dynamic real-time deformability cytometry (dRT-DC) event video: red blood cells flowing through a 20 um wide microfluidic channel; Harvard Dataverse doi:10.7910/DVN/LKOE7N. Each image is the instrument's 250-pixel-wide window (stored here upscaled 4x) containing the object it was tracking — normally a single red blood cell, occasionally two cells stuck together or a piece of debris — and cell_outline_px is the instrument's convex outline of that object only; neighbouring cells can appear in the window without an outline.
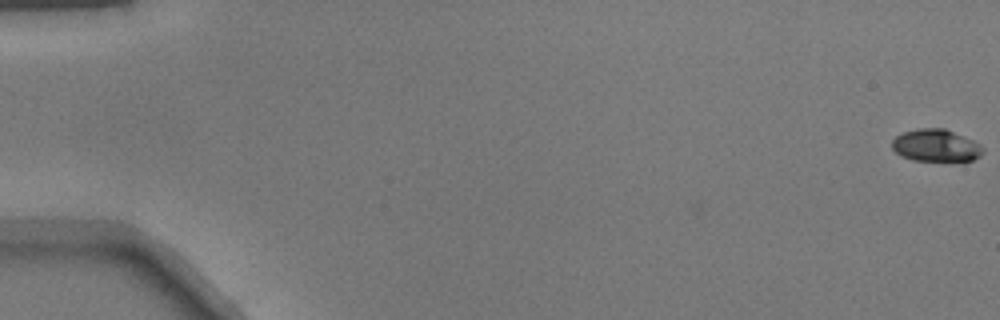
{"species": "common noctule bat (a hibernating species)", "species_latin": "Nyctalus noctula", "temperature_condition": "warm", "stored_images_in_passage": 22, "camera_frame_rate_fps": 3000, "um_per_image_px": 0.085, "animal": {"sex": "male", "body_mass_g": 17.9}, "frame": {"image": 1, "passage_image": 1, "time_ms": 0.0, "image_size_px": [1000, 320], "cell_outline_px": [[984, 152], [980, 156], [972, 160], [912, 160], [900, 156], [892, 148], [892, 140], [896, 136], [904, 132], [916, 128], [944, 128], [972, 140], [980, 144], [984, 148]], "centroid_in_image_um": [79.53, 12.36], "position_along_channel_um": 5.5, "area_um2": 16.99}}
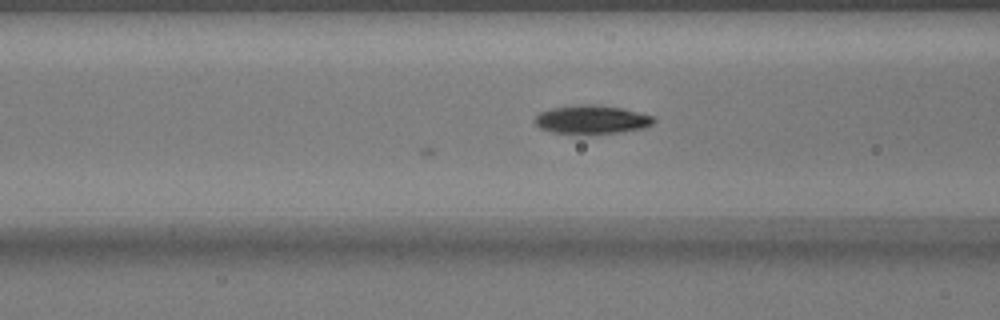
{"frame": {"image": 2, "passage_image": 22, "time_ms": 7.0, "image_size_px": [1000, 320], "cell_outline_px": [[656, 120], [652, 124], [644, 128], [620, 132], [552, 132], [540, 128], [532, 120], [540, 112], [552, 108], [584, 104], [592, 104], [620, 108], [652, 116]], "centroid_in_image_um": [50.28, 10.14], "position_along_channel_um": 116.3, "area_um2": 19.13}}